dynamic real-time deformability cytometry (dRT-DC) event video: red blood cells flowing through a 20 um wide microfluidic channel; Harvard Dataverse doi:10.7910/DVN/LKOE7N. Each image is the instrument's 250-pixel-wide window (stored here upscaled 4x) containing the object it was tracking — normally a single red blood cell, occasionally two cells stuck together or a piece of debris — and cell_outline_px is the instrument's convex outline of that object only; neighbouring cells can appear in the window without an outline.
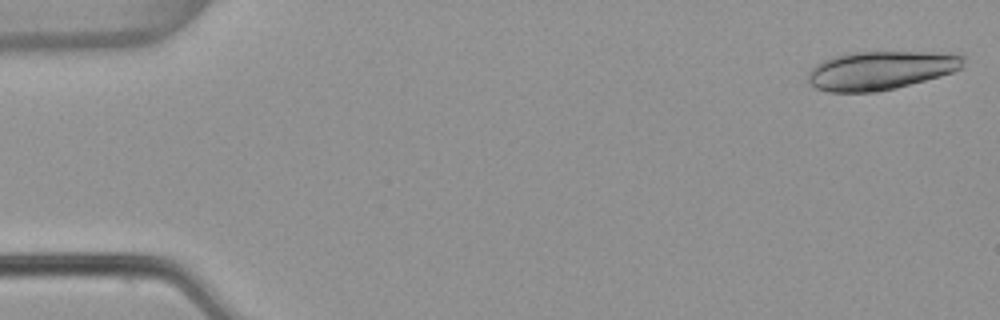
{"species": "common noctule bat (a hibernating species)", "species_latin": "Nyctalus noctula", "temperature_condition": "warm", "stored_images_in_passage": 6, "camera_frame_rate_fps": 3000, "um_per_image_px": 0.085, "animal": {"sex": "female", "body_mass_g": 22.7, "forearm_length_mm": 54.2}, "frame": {"image": 1, "passage_image": 1, "time_ms": 0.0, "image_size_px": [1000, 320], "cell_outline_px": [[964, 68], [940, 76], [896, 88], [876, 92], [828, 92], [816, 88], [808, 80], [808, 72], [816, 64], [832, 56], [848, 52], [932, 52], [964, 56]], "centroid_in_image_um": [74.84, 5.98], "position_along_channel_um": 10.2, "area_um2": 34.97}}
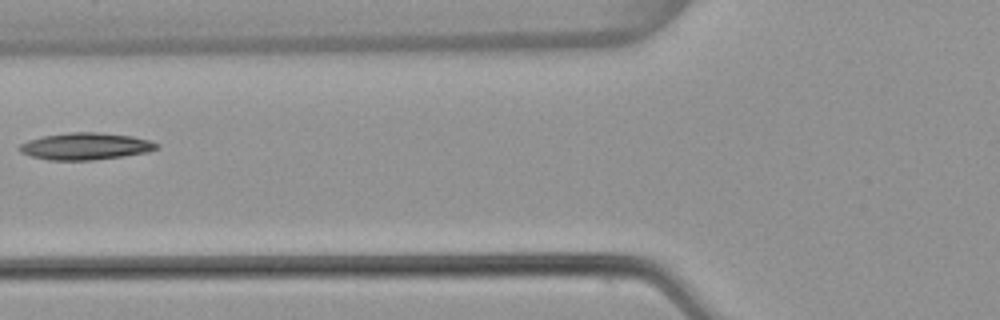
{"frame": {"image": 2, "passage_image": 5, "time_ms": 1.333, "image_size_px": [1000, 320], "cell_outline_px": [[160, 148], [148, 152], [124, 156], [92, 160], [48, 160], [32, 156], [20, 152], [20, 144], [28, 140], [44, 136], [72, 132], [96, 132], [132, 136], [148, 140], [160, 144]], "centroid_in_image_um": [7.31, 12.43], "position_along_channel_um": 118.5, "area_um2": 21.44}}
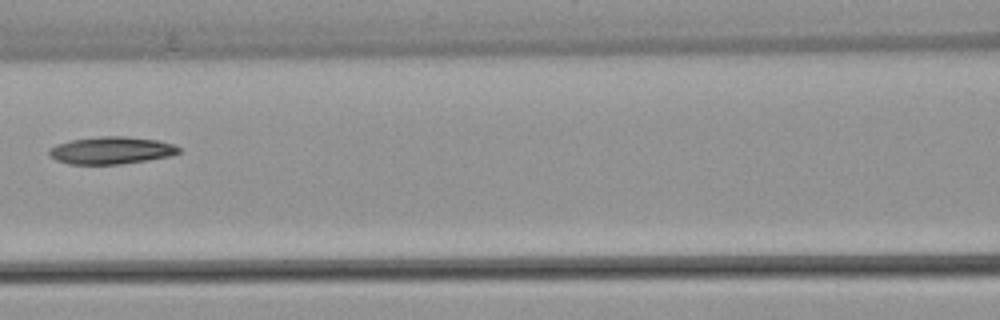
{"frame": {"image": 3, "passage_image": 6, "time_ms": 1.667, "image_size_px": [1000, 320], "cell_outline_px": [[180, 152], [172, 156], [148, 160], [120, 164], [68, 164], [56, 160], [48, 152], [48, 148], [56, 144], [72, 140], [100, 136], [124, 136], [156, 140], [172, 144], [180, 148]], "centroid_in_image_um": [9.45, 12.78], "position_along_channel_um": 157.1, "area_um2": 20.63}}